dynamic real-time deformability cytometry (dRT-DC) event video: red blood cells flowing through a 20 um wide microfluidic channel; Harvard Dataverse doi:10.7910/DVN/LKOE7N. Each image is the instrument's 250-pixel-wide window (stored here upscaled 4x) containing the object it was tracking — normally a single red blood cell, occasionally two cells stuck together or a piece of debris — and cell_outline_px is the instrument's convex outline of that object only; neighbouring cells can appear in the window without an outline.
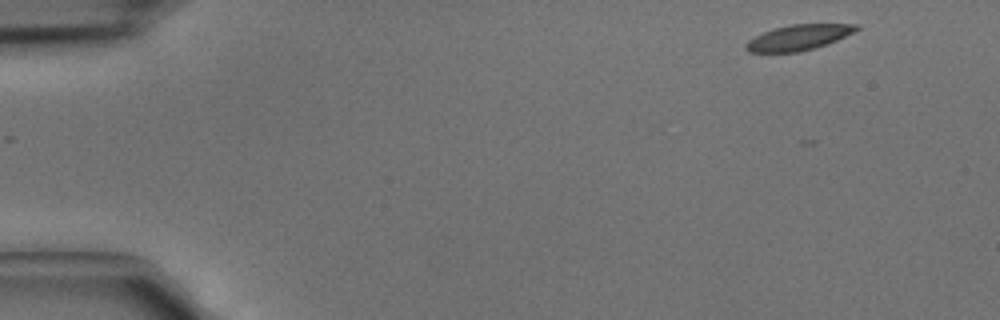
{"species": "common noctule bat (a hibernating species)", "species_latin": "Nyctalus noctula", "temperature_condition": "cold", "stored_images_in_passage": 4, "camera_frame_rate_fps": 3000, "um_per_image_px": 0.085, "animal": {"sex": "male", "body_mass_g": 15.6}, "frame": {"image": 1, "passage_image": 1, "time_ms": 0.0, "image_size_px": [1000, 320], "cell_outline_px": [[860, 28], [836, 40], [800, 52], [748, 52], [744, 48], [744, 44], [748, 40], [772, 28], [792, 24], [860, 24]], "centroid_in_image_um": [67.82, 3.18], "position_along_channel_um": 17.2, "area_um2": 16.18}}
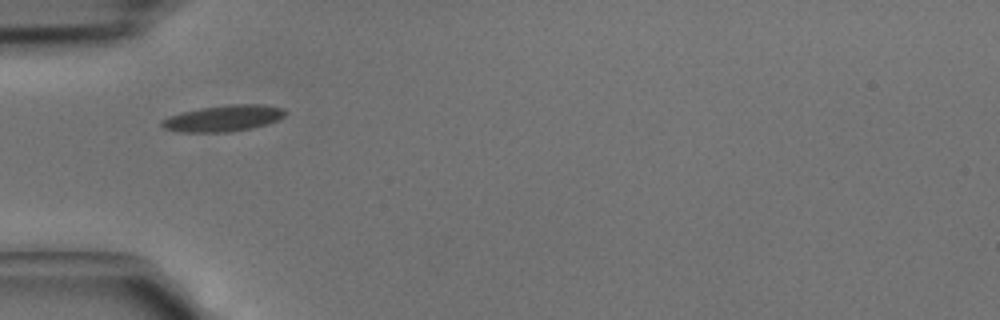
{"frame": {"image": 2, "passage_image": 4, "time_ms": 1.0, "image_size_px": [1000, 320], "cell_outline_px": [[288, 112], [284, 116], [268, 124], [252, 128], [228, 132], [180, 132], [164, 128], [160, 124], [160, 120], [168, 116], [180, 112], [200, 108], [228, 104], [260, 104], [284, 108]], "centroid_in_image_um": [18.97, 10.05], "position_along_channel_um": 66.0, "area_um2": 19.07}}